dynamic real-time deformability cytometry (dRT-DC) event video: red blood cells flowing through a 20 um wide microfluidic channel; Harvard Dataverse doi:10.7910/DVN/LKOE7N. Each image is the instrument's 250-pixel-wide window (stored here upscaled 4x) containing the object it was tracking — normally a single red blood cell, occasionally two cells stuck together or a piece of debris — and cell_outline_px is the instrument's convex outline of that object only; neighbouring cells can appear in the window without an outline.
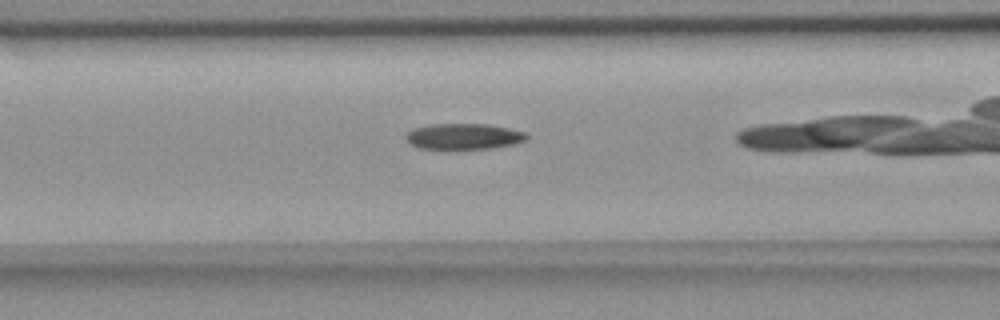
{"species": "common noctule bat (a hibernating species)", "species_latin": "Nyctalus noctula", "temperature_condition": "room temperature", "stored_images_in_passage": 39, "camera_frame_rate_fps": 3000, "um_per_image_px": 0.085, "animal": {"sex": "female", "body_mass_g": 18.4}, "frame": {"image": 1, "passage_image": 17, "time_ms": 5.333, "image_size_px": [1000, 320], "cell_outline_px": [[528, 136], [524, 140], [512, 144], [492, 148], [420, 148], [412, 144], [408, 140], [408, 132], [416, 128], [432, 124], [488, 124], [528, 132]], "centroid_in_image_um": [39.49, 11.58], "position_along_channel_um": 127.1, "area_um2": 17.69}}
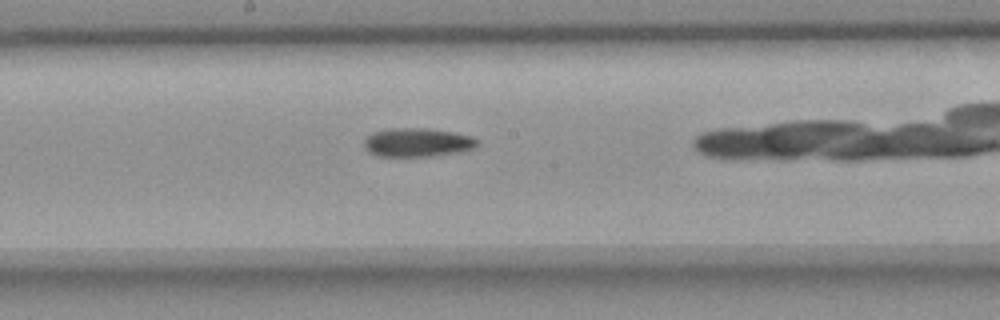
{"frame": {"image": 2, "passage_image": 24, "time_ms": 7.667, "image_size_px": [1000, 320], "cell_outline_px": [[480, 144], [476, 148], [456, 152], [432, 156], [376, 156], [368, 152], [364, 148], [364, 140], [372, 132], [388, 128], [428, 128], [452, 132], [472, 136], [480, 140]], "centroid_in_image_um": [35.48, 12.1], "position_along_channel_um": 212.7, "area_um2": 19.19}}
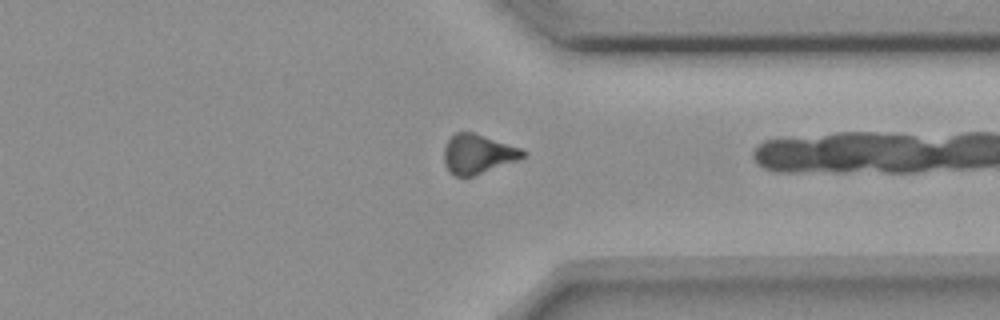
{"frame": {"image": 3, "passage_image": 37, "time_ms": 12.0, "image_size_px": [1000, 320], "cell_outline_px": [[528, 152], [524, 156], [516, 160], [472, 176], [452, 176], [448, 172], [444, 160], [444, 148], [448, 140], [456, 132], [472, 132], [520, 148]], "centroid_in_image_um": [40.57, 13.09], "position_along_channel_um": 370.8, "area_um2": 17.74}}